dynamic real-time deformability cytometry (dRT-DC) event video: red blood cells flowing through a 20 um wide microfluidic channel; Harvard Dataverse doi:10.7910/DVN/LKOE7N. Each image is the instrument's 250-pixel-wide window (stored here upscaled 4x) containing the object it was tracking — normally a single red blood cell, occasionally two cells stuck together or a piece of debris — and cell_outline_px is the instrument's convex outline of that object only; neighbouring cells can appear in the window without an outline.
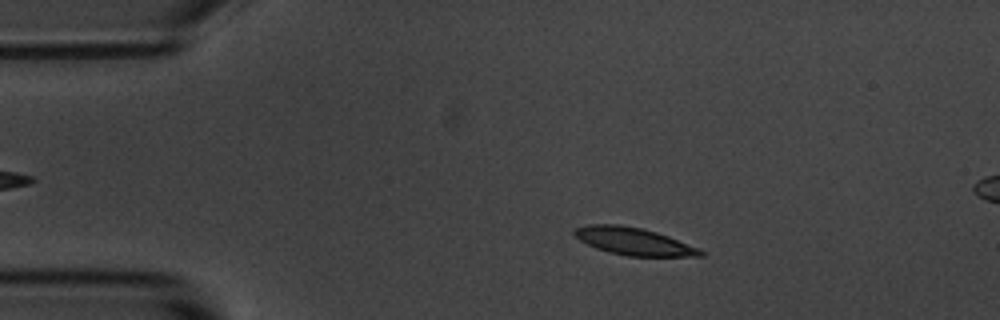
{"species": "common noctule bat (a hibernating species)", "species_latin": "Nyctalus noctula", "temperature_condition": "room temperature", "stored_images_in_passage": 7, "camera_frame_rate_fps": 3000, "um_per_image_px": 0.085, "animal": {"sex": "male", "body_mass_g": 20.1, "forearm_length_mm": 53.5}, "frame": {"image": 1, "passage_image": 2, "time_ms": 1.0, "image_size_px": [1000, 320], "cell_outline_px": [[704, 256], [628, 256], [608, 252], [596, 248], [580, 240], [572, 232], [576, 228], [588, 224], [620, 224], [640, 228], [656, 232], [668, 236], [700, 248], [704, 252]], "centroid_in_image_um": [53.87, 20.51], "position_along_channel_um": 31.1, "area_um2": 20.06}}
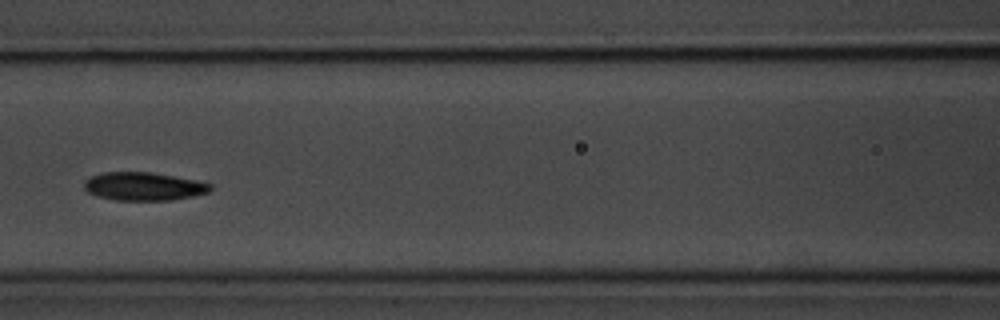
{"frame": {"image": 2, "passage_image": 6, "time_ms": 5.667, "image_size_px": [1000, 320], "cell_outline_px": [[212, 188], [208, 192], [192, 196], [172, 200], [116, 200], [96, 196], [88, 192], [84, 188], [84, 180], [88, 176], [104, 172], [152, 172], [196, 180], [212, 184]], "centroid_in_image_um": [12.18, 15.83], "position_along_channel_um": 154.4, "area_um2": 20.87}}
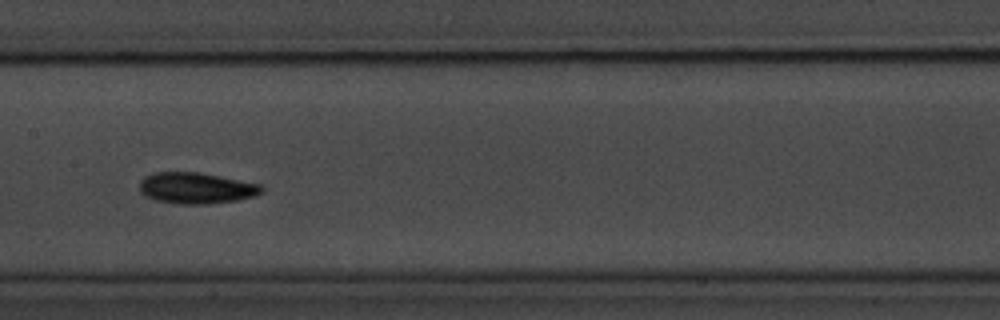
{"frame": {"image": 3, "passage_image": 7, "time_ms": 6.667, "image_size_px": [1000, 320], "cell_outline_px": [[264, 192], [256, 196], [236, 200], [208, 204], [180, 204], [156, 200], [144, 196], [140, 192], [140, 180], [144, 176], [156, 172], [196, 172], [220, 176], [260, 184], [264, 188]], "centroid_in_image_um": [16.68, 15.99], "position_along_channel_um": 190.7, "area_um2": 22.25}}